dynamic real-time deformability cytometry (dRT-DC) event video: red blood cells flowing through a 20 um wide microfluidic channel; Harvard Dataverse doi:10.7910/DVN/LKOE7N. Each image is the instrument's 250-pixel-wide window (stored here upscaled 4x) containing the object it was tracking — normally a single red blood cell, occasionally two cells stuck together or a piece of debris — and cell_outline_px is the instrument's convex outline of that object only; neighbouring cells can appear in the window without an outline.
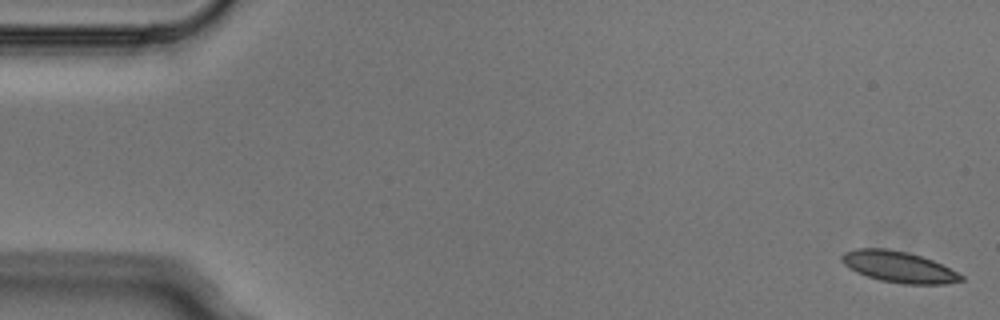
{"species": "Egyptian fruit bat (a non-hibernating species)", "species_latin": "Rousettus aegyptiacus", "temperature_condition": "cold", "stored_images_in_passage": 4, "camera_frame_rate_fps": 3000, "um_per_image_px": 0.085, "animal": {"sex": "male"}, "frame": {"image": 1, "passage_image": 1, "time_ms": 0.0, "image_size_px": [1000, 320], "cell_outline_px": [[964, 280], [944, 284], [904, 284], [880, 280], [856, 272], [848, 268], [840, 260], [840, 256], [844, 252], [856, 248], [888, 248], [908, 252], [932, 260], [964, 276]], "centroid_in_image_um": [76.34, 22.67], "position_along_channel_um": 8.7, "area_um2": 21.62}}
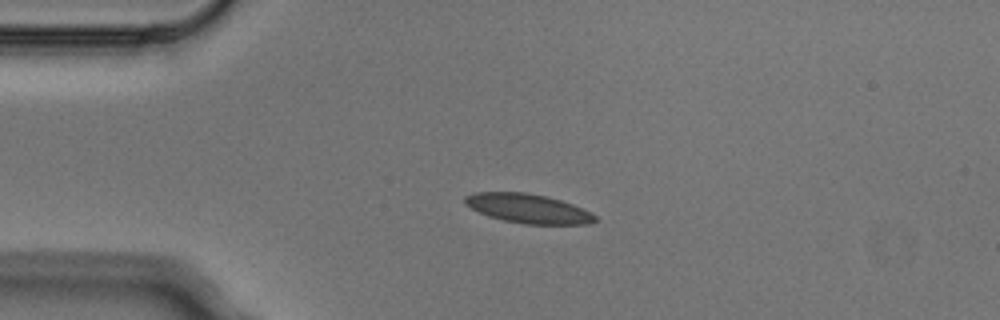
{"frame": {"image": 2, "passage_image": 4, "time_ms": 1.0, "image_size_px": [1000, 320], "cell_outline_px": [[596, 220], [588, 224], [528, 224], [504, 220], [488, 216], [464, 204], [464, 196], [476, 192], [528, 192], [548, 196], [572, 204], [596, 216]], "centroid_in_image_um": [44.85, 17.71], "position_along_channel_um": 40.1, "area_um2": 21.96}}